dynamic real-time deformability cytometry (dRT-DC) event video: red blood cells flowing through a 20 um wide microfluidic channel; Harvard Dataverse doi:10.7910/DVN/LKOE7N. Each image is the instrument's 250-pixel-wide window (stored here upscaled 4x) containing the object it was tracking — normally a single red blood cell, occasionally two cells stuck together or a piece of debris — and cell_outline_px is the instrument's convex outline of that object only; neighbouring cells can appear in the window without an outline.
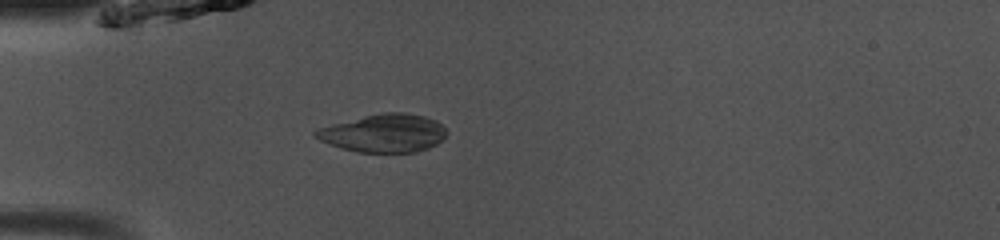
{"species": "common noctule bat (a hibernating species)", "species_latin": "Nyctalus noctula", "temperature_condition": "room temperature", "stored_images_in_passage": 41, "camera_frame_rate_fps": 3000, "um_per_image_px": 0.085, "animal": {"sex": "male", "body_mass_g": 13.0, "forearm_length_mm": 53.1}, "frame": {"image": 1, "passage_image": 6, "time_ms": 1.667, "image_size_px": [1000, 240], "cell_outline_px": [[448, 132], [436, 144], [428, 148], [416, 152], [356, 152], [320, 140], [312, 136], [312, 132], [316, 128], [364, 116], [384, 112], [404, 112], [424, 116], [436, 120]], "centroid_in_image_um": [32.61, 11.31], "position_along_channel_um": 52.4, "area_um2": 28.9}}
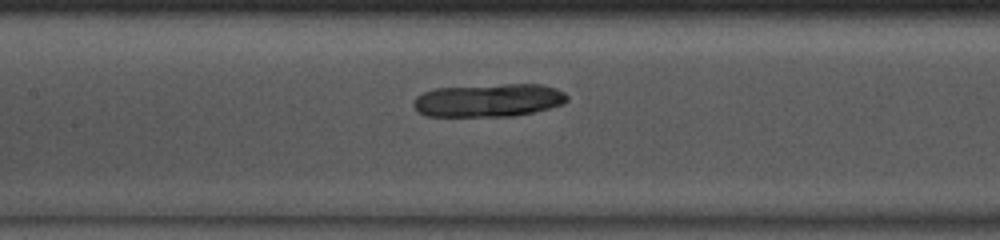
{"frame": {"image": 2, "passage_image": 15, "time_ms": 4.667, "image_size_px": [1000, 240], "cell_outline_px": [[568, 100], [564, 104], [532, 112], [512, 116], [428, 116], [420, 112], [412, 104], [412, 100], [416, 96], [424, 92], [436, 88], [508, 84], [540, 84], [556, 88], [564, 92], [568, 96]], "centroid_in_image_um": [41.54, 8.52], "position_along_channel_um": 165.9, "area_um2": 29.54}}
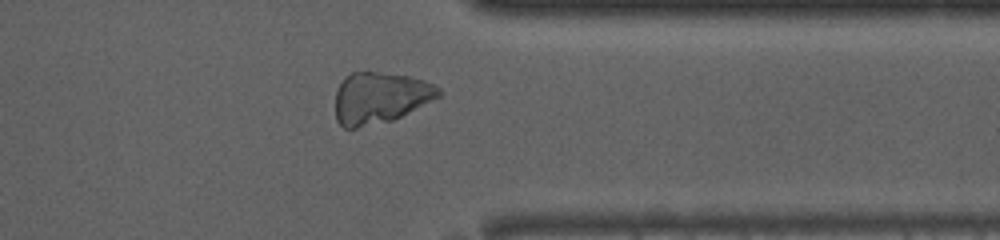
{"frame": {"image": 3, "passage_image": 31, "time_ms": 10.0, "image_size_px": [1000, 240], "cell_outline_px": [[440, 96], [392, 120], [356, 128], [344, 128], [336, 120], [336, 92], [344, 76], [352, 72], [376, 72], [408, 76], [424, 80], [440, 88]], "centroid_in_image_um": [32.27, 8.3], "position_along_channel_um": 379.1, "area_um2": 30.52}}